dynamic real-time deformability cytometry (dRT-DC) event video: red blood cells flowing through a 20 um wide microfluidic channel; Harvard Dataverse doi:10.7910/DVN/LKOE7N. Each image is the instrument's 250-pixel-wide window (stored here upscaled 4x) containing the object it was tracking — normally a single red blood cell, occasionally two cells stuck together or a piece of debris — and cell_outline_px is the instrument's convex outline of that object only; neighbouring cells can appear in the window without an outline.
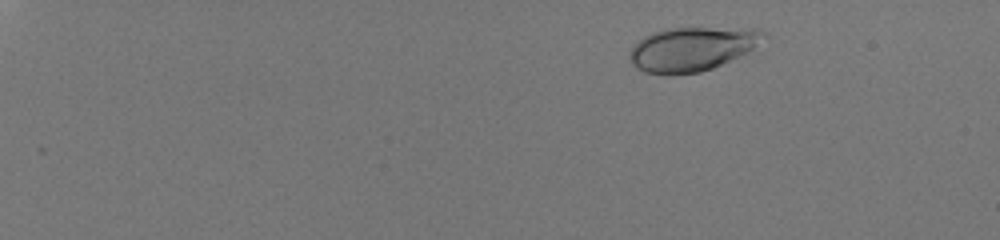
{"species": "human", "species_latin": "Homo sapiens", "temperature_condition": "room temperature", "stored_images_in_passage": 53, "camera_frame_rate_fps": 3000, "um_per_image_px": 0.085, "donor": {"sex": "male"}, "frame": {"image": 1, "passage_image": 7, "time_ms": 2.0, "image_size_px": [1000, 240], "cell_outline_px": [[764, 32], [756, 44], [748, 52], [712, 68], [700, 72], [672, 76], [644, 72], [636, 68], [632, 64], [628, 56], [628, 52], [644, 36], [664, 28], [760, 28]], "centroid_in_image_um": [58.74, 4.18], "position_along_channel_um": 26.3, "area_um2": 34.28}}
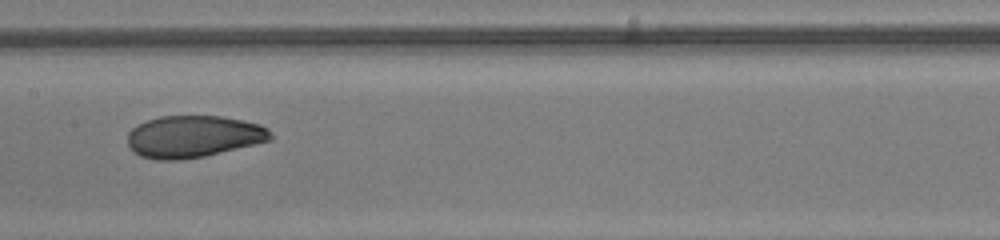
{"frame": {"image": 2, "passage_image": 32, "time_ms": 10.333, "image_size_px": [1000, 240], "cell_outline_px": [[272, 140], [204, 156], [176, 160], [156, 160], [140, 156], [128, 144], [128, 132], [132, 128], [148, 120], [160, 116], [220, 116], [260, 124], [268, 128], [272, 132]], "centroid_in_image_um": [16.46, 11.6], "position_along_channel_um": 190.9, "area_um2": 34.74}}
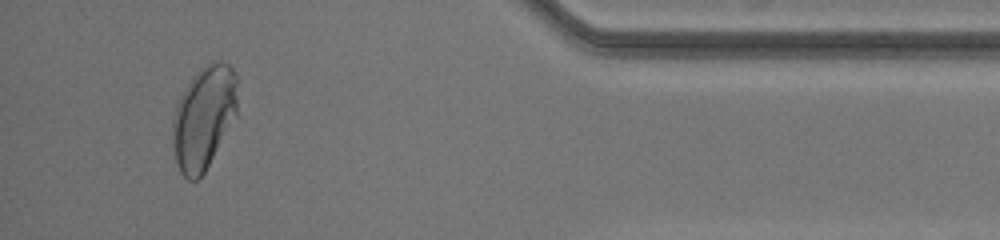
{"frame": {"image": 3, "passage_image": 51, "time_ms": 16.667, "image_size_px": [1000, 240], "cell_outline_px": [[236, 116], [204, 172], [196, 180], [188, 180], [180, 172], [176, 164], [172, 144], [172, 120], [176, 104], [180, 96], [192, 76], [204, 64], [212, 60], [220, 60], [228, 64], [232, 68], [236, 76]], "centroid_in_image_um": [17.29, 9.96], "position_along_channel_um": 417.9, "area_um2": 39.07}, "authors_computed_cell_mechanics": {"area_um2": 34.7378, "velocity_mm_per_s": 4.0803, "shape_relaxation_time_tau1_ms": 6.1364, "shape_relaxation_time_tau2_ms": 0.8358, "deformation_change_tau1": 0.2128, "deformation_change_tau2": 0.037}}